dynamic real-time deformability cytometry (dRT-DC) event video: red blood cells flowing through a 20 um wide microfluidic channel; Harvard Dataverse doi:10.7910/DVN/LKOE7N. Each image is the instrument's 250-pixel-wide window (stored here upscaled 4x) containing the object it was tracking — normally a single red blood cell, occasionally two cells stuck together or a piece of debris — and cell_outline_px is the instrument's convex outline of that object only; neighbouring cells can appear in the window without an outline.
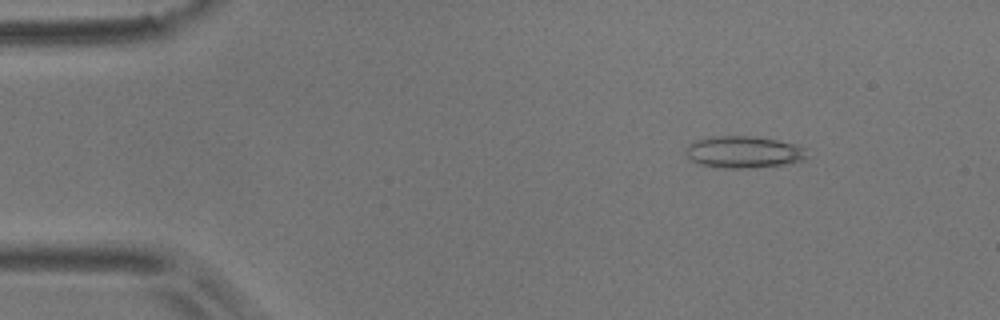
{"species": "common noctule bat (a hibernating species)", "species_latin": "Nyctalus noctula", "temperature_condition": "room temperature", "stored_images_in_passage": 54, "camera_frame_rate_fps": 3000, "um_per_image_px": 0.085, "animal": {"sex": "male", "body_mass_g": 17.9}, "frame": {"image": 1, "passage_image": 7, "time_ms": 2.0, "image_size_px": [1000, 320], "cell_outline_px": [[808, 156], [804, 160], [784, 164], [752, 168], [716, 168], [700, 164], [692, 160], [684, 152], [684, 148], [688, 144], [696, 140], [708, 136], [756, 136], [796, 144], [804, 148]], "centroid_in_image_um": [63.18, 12.92], "position_along_channel_um": 21.8, "area_um2": 22.77}}
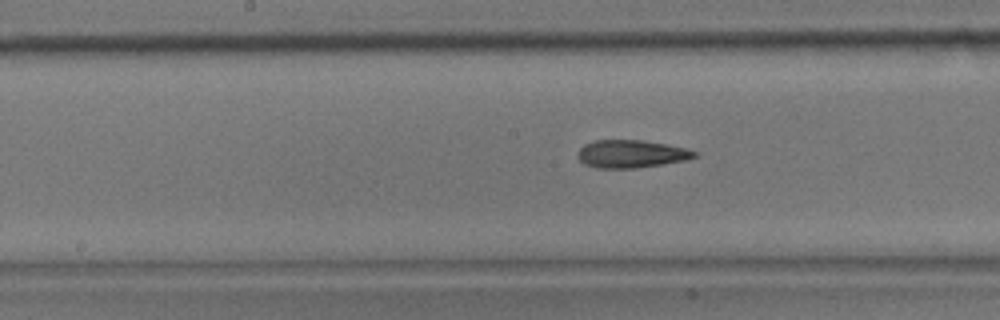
{"frame": {"image": 2, "passage_image": 27, "time_ms": 8.667, "image_size_px": [1000, 320], "cell_outline_px": [[696, 156], [684, 160], [664, 164], [636, 168], [596, 168], [584, 164], [576, 156], [580, 148], [584, 144], [596, 140], [640, 140], [664, 144], [684, 148], [696, 152]], "centroid_in_image_um": [53.59, 13.09], "position_along_channel_um": 194.6, "area_um2": 18.73}}
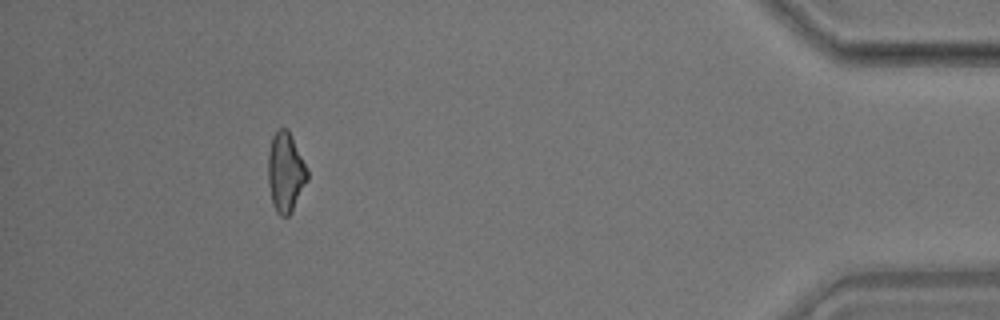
{"frame": {"image": 3, "passage_image": 49, "time_ms": 16.0, "image_size_px": [1000, 320], "cell_outline_px": [[308, 180], [292, 212], [288, 216], [280, 216], [276, 212], [272, 204], [268, 184], [268, 152], [272, 136], [276, 128], [288, 128], [308, 168]], "centroid_in_image_um": [24.27, 14.63], "position_along_channel_um": 410.9, "area_um2": 18.67}, "authors_computed_cell_mechanics": {"area_um2": 19.2474, "velocity_mm_per_s": 3.7383, "shape_relaxation_time_tau1_ms": null, "shape_relaxation_time_tau2_ms": 3.7806, "deformation_change_tau1": null, "deformation_change_tau2": 0.1471}}